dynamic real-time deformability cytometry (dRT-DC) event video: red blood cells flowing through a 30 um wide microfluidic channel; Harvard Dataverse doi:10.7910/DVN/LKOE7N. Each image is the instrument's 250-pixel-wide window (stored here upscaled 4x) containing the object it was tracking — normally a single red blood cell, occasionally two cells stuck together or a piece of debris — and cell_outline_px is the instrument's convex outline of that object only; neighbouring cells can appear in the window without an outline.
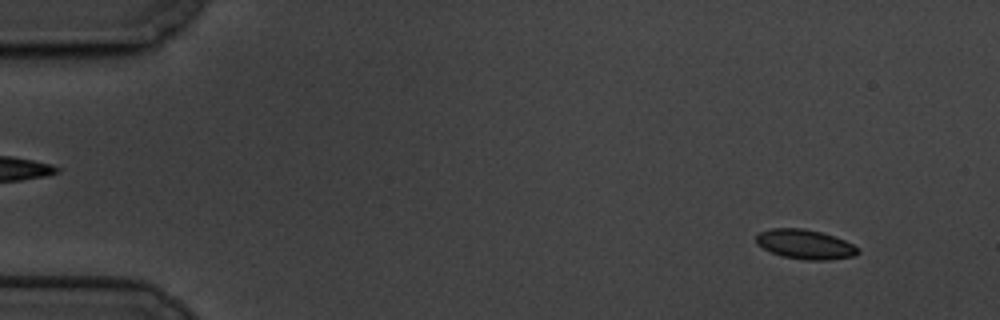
{"species": "common noctule bat (a hibernating species)", "species_latin": "Nyctalus noctula", "temperature_condition": "cold", "stored_images_in_passage": 59, "camera_frame_rate_fps": 3000, "um_per_image_px": 0.085, "animal": {"sex": "male", "body_mass_g": 19.5, "forearm_length_mm": 54.6}, "frame": {"image": 1, "passage_image": 5, "time_ms": 1.333, "image_size_px": [1000, 320], "cell_outline_px": [[860, 252], [856, 256], [828, 260], [804, 260], [780, 256], [756, 244], [756, 236], [760, 232], [772, 228], [804, 228], [820, 232], [844, 240], [860, 248]], "centroid_in_image_um": [68.45, 20.78], "position_along_channel_um": 16.6, "area_um2": 17.57}}
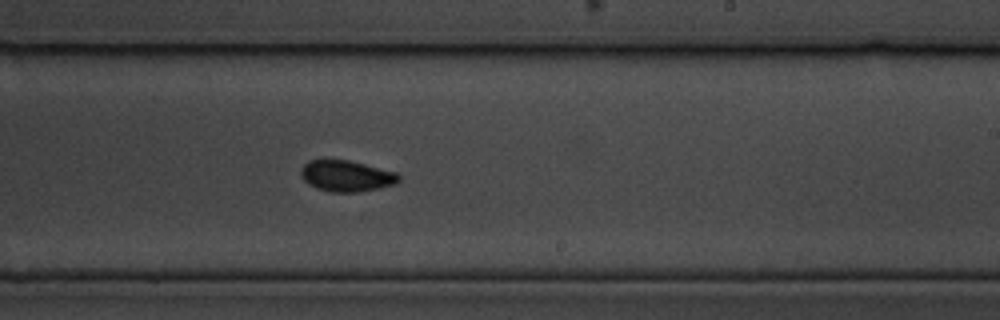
{"frame": {"image": 2, "passage_image": 36, "time_ms": 11.667, "image_size_px": [1000, 320], "cell_outline_px": [[400, 180], [396, 184], [380, 188], [356, 192], [328, 192], [316, 188], [308, 184], [300, 176], [300, 168], [308, 160], [348, 160], [396, 172], [400, 176]], "centroid_in_image_um": [29.42, 14.96], "position_along_channel_um": 259.6, "area_um2": 17.86}}
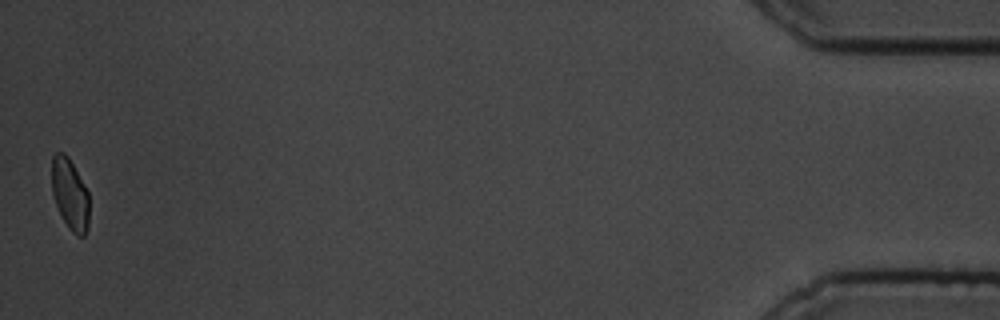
{"frame": {"image": 3, "passage_image": 59, "time_ms": 19.333, "image_size_px": [1000, 320], "cell_outline_px": [[88, 228], [84, 236], [76, 236], [68, 228], [56, 204], [52, 192], [52, 156], [56, 152], [64, 152], [68, 156], [84, 184], [88, 192]], "centroid_in_image_um": [5.95, 16.5], "position_along_channel_um": 429.3, "area_um2": 15.43}, "authors_computed_cell_mechanics": {"area_um2": 17.5134, "velocity_mm_per_s": 3.3772, "shape_relaxation_time_tau1_ms": 5.0807, "shape_relaxation_time_tau2_ms": 2.0624, "deformation_change_tau1": 0.1018, "deformation_change_tau2": 0.0522}}